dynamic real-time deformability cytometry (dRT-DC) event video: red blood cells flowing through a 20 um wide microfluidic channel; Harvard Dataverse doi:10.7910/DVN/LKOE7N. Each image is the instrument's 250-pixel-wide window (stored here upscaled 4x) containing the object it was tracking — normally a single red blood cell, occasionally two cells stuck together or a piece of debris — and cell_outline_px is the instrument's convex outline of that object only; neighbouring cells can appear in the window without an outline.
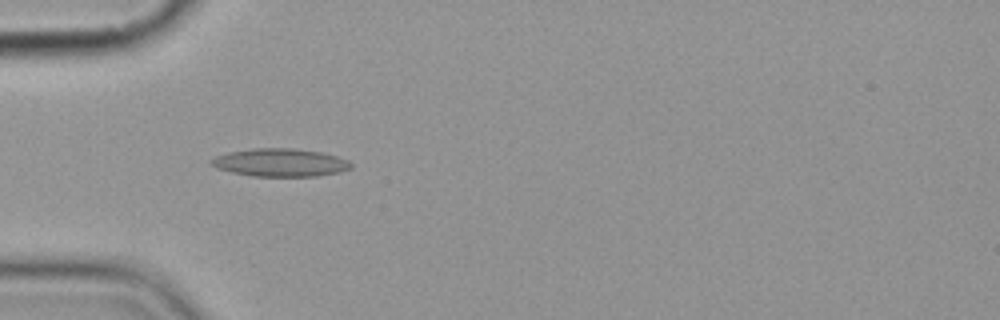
{"species": "common noctule bat (a hibernating species)", "species_latin": "Nyctalus noctula", "temperature_condition": "cold", "stored_images_in_passage": 4, "camera_frame_rate_fps": 3000, "um_per_image_px": 0.085, "animal": {"sex": "female", "body_mass_g": 19.9}, "frame": {"image": 1, "passage_image": 2, "time_ms": 1.0, "image_size_px": [1000, 320], "cell_outline_px": [[352, 168], [340, 172], [316, 176], [252, 176], [232, 172], [216, 168], [208, 160], [216, 156], [228, 152], [252, 148], [292, 148], [320, 152], [336, 156], [348, 160], [352, 164]], "centroid_in_image_um": [23.81, 13.81], "position_along_channel_um": 61.2, "area_um2": 22.77}}
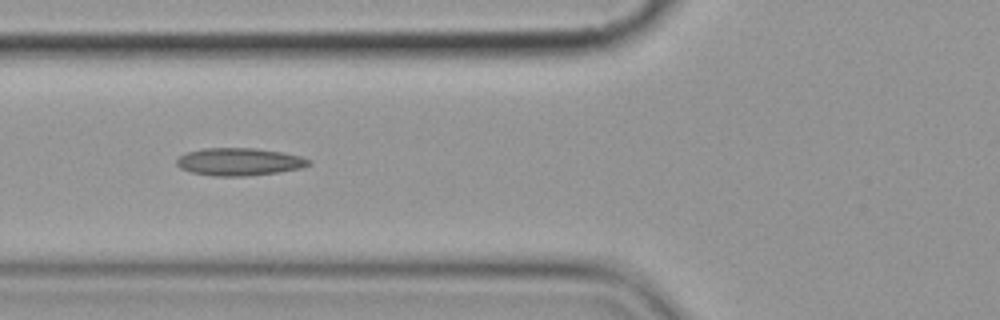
{"frame": {"image": 2, "passage_image": 3, "time_ms": 2.333, "image_size_px": [1000, 320], "cell_outline_px": [[312, 164], [300, 168], [276, 172], [248, 176], [212, 176], [192, 172], [180, 168], [176, 164], [176, 160], [180, 156], [188, 152], [204, 148], [256, 148], [284, 152], [300, 156], [312, 160]], "centroid_in_image_um": [20.36, 13.74], "position_along_channel_um": 105.4, "area_um2": 21.27}}
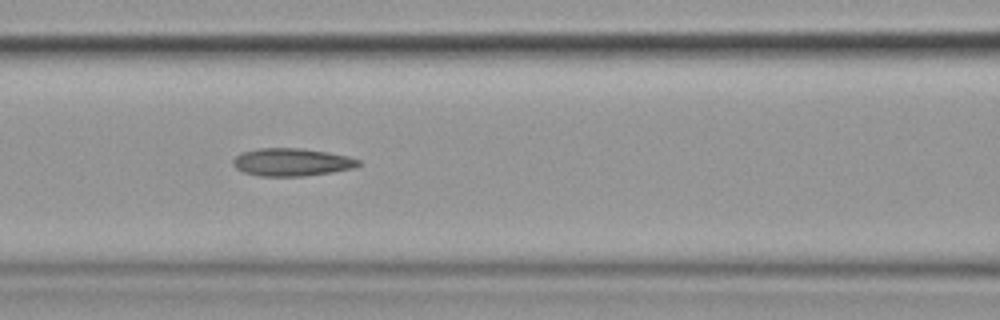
{"frame": {"image": 3, "passage_image": 4, "time_ms": 3.333, "image_size_px": [1000, 320], "cell_outline_px": [[360, 164], [352, 168], [332, 172], [304, 176], [260, 176], [244, 172], [236, 168], [232, 164], [232, 160], [240, 152], [256, 148], [300, 148], [328, 152], [348, 156], [360, 160]], "centroid_in_image_um": [24.76, 13.77], "position_along_channel_um": 141.8, "area_um2": 20.35}}